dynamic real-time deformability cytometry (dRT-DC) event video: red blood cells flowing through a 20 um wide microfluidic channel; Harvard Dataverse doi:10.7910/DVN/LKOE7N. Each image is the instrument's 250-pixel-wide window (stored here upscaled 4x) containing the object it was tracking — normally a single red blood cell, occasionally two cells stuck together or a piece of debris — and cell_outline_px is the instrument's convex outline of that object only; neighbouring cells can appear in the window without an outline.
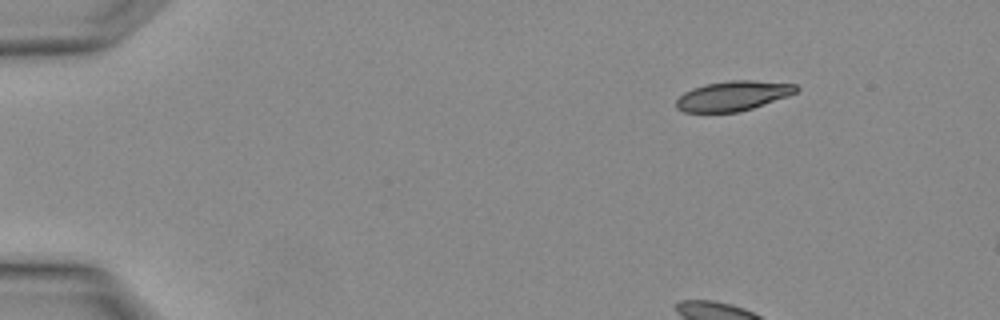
{"species": "Egyptian fruit bat (a non-hibernating species)", "species_latin": "Rousettus aegyptiacus", "temperature_condition": "warm", "stored_images_in_passage": 2, "camera_frame_rate_fps": 3000, "um_per_image_px": 0.085, "animal": {"sex": "female"}, "frame": {"image": 1, "passage_image": 2, "time_ms": 0.333, "image_size_px": [1000, 320], "cell_outline_px": [[800, 88], [796, 92], [788, 96], [740, 112], [684, 112], [676, 108], [676, 100], [684, 92], [692, 88], [708, 84], [732, 80], [752, 80], [796, 84]], "centroid_in_image_um": [62.31, 8.15], "position_along_channel_um": 22.7, "area_um2": 20.75}}